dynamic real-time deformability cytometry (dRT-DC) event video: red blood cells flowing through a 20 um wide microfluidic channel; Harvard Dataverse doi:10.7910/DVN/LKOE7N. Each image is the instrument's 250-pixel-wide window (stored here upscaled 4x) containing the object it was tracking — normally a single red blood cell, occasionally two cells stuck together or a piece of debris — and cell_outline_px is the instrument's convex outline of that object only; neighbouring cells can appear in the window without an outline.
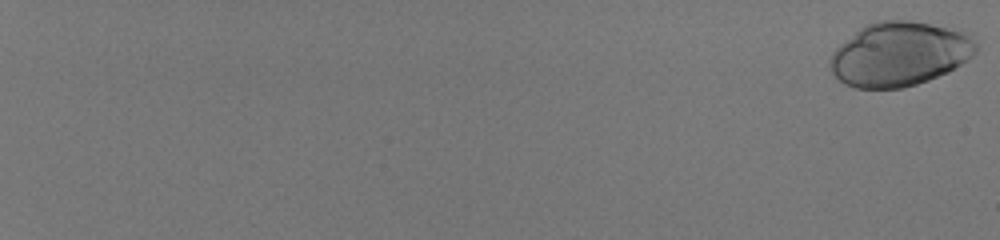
{"species": "human", "species_latin": "Homo sapiens", "temperature_condition": "room temperature", "stored_images_in_passage": 18, "camera_frame_rate_fps": 3000, "um_per_image_px": 0.085, "donor": {"sex": "male"}, "frame": {"image": 1, "passage_image": 1, "time_ms": 0.0, "image_size_px": [1000, 240], "cell_outline_px": [[976, 52], [968, 60], [948, 72], [928, 80], [904, 88], [856, 88], [844, 84], [832, 72], [828, 60], [832, 52], [840, 44], [860, 28], [868, 24], [880, 20], [908, 20], [960, 28], [972, 32], [976, 44]], "centroid_in_image_um": [76.51, 4.57], "position_along_channel_um": 8.5, "area_um2": 55.2}}